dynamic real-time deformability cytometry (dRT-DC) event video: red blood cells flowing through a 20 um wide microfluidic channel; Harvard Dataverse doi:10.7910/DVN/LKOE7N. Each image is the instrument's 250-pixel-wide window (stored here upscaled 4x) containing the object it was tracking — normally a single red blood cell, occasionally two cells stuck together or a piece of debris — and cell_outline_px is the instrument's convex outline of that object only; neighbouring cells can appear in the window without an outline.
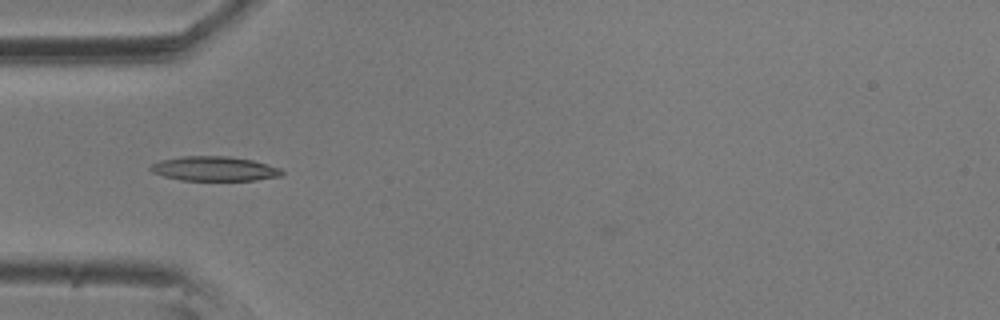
{"species": "common noctule bat (a hibernating species)", "species_latin": "Nyctalus noctula", "temperature_condition": "room temperature", "stored_images_in_passage": 2, "camera_frame_rate_fps": 3000, "um_per_image_px": 0.085, "animal": {"sex": "male", "body_mass_g": 20.5, "forearm_length_mm": 52.5}, "frame": {"image": 1, "passage_image": 1, "time_ms": 0.0, "image_size_px": [1000, 320], "cell_outline_px": [[284, 172], [280, 176], [256, 180], [180, 180], [164, 176], [152, 172], [148, 168], [152, 164], [160, 160], [184, 156], [228, 156], [252, 160], [280, 168]], "centroid_in_image_um": [18.2, 14.34], "position_along_channel_um": 66.8, "area_um2": 18.67}}
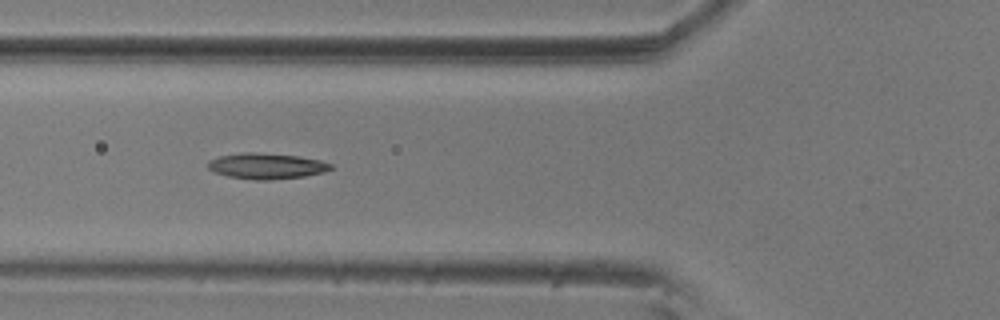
{"frame": {"image": 2, "passage_image": 2, "time_ms": 0.333, "image_size_px": [1000, 320], "cell_outline_px": [[332, 168], [324, 172], [304, 176], [268, 180], [256, 180], [228, 176], [216, 172], [208, 168], [208, 160], [220, 156], [240, 152], [256, 152], [300, 156], [320, 160], [332, 164]], "centroid_in_image_um": [22.65, 14.1], "position_along_channel_um": 103.1, "area_um2": 18.44}}